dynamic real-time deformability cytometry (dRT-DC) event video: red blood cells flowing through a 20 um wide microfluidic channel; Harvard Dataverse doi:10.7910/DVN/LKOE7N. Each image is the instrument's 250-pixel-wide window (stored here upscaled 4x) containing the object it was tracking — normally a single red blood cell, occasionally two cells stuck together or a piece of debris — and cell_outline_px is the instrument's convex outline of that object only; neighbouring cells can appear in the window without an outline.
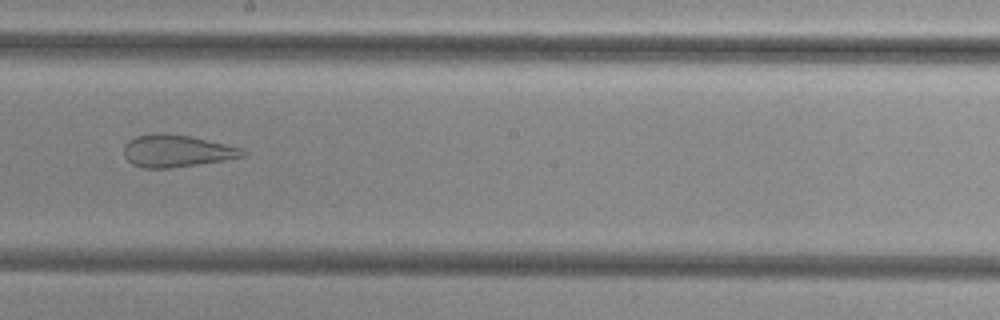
{"species": "common noctule bat (a hibernating species)", "species_latin": "Nyctalus noctula", "temperature_condition": "cold", "stored_images_in_passage": 48, "camera_frame_rate_fps": 3000, "um_per_image_px": 0.085, "animal": {"sex": "female", "body_mass_g": 29.2, "forearm_length_mm": 56.3}, "frame": {"image": 1, "passage_image": 26, "time_ms": 8.333, "image_size_px": [1000, 320], "cell_outline_px": [[244, 156], [224, 160], [168, 168], [140, 168], [132, 164], [124, 156], [124, 144], [128, 140], [136, 136], [152, 132], [156, 132], [188, 136], [224, 144], [240, 148], [244, 152]], "centroid_in_image_um": [14.91, 12.83], "position_along_channel_um": 233.3, "area_um2": 22.02}}
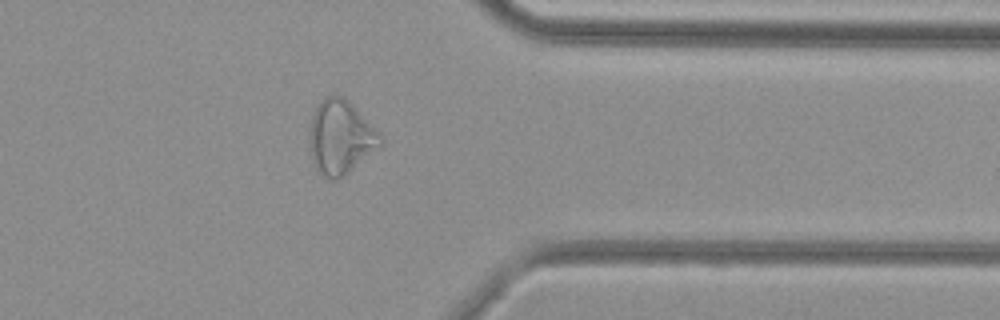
{"frame": {"image": 2, "passage_image": 38, "time_ms": 12.333, "image_size_px": [1000, 320], "cell_outline_px": [[384, 144], [344, 176], [336, 180], [332, 180], [316, 172], [312, 160], [308, 144], [308, 136], [312, 116], [320, 100], [324, 96], [344, 96], [348, 100], [384, 140]], "centroid_in_image_um": [28.9, 11.7], "position_along_channel_um": 382.5, "area_um2": 30.63}}
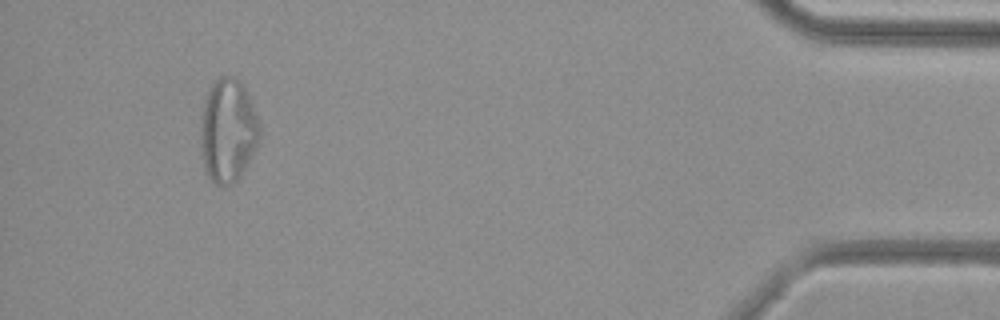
{"frame": {"image": 3, "passage_image": 45, "time_ms": 14.667, "image_size_px": [1000, 320], "cell_outline_px": [[260, 140], [256, 148], [240, 176], [232, 184], [224, 188], [220, 188], [204, 172], [200, 152], [200, 116], [204, 100], [208, 88], [216, 76], [236, 76], [244, 84], [256, 112], [260, 128]], "centroid_in_image_um": [19.34, 11.08], "position_along_channel_um": 415.9, "area_um2": 36.82}}